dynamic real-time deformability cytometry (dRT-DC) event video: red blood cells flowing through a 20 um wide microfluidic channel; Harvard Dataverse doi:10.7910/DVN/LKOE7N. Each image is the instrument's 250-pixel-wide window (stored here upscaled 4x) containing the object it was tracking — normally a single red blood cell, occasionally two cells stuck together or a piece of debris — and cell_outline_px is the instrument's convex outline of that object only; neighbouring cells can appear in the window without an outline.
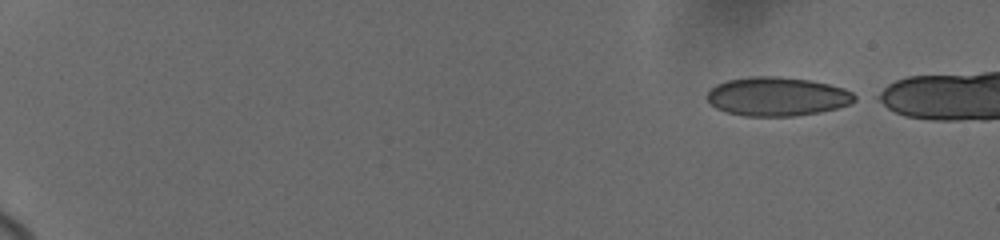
{"species": "human", "species_latin": "Homo sapiens", "temperature_condition": "cold", "stored_images_in_passage": 11, "camera_frame_rate_fps": 3000, "um_per_image_px": 0.085, "donor": {"sex": "female"}, "frame": {"image": 1, "passage_image": 1, "time_ms": 0.0, "image_size_px": [1000, 240], "cell_outline_px": [[860, 96], [856, 100], [848, 104], [836, 108], [820, 112], [792, 116], [744, 116], [724, 112], [716, 108], [708, 100], [708, 92], [716, 84], [728, 80], [752, 76], [780, 76], [812, 80], [844, 88]], "centroid_in_image_um": [66.08, 8.2], "position_along_channel_um": 18.9, "area_um2": 33.58}}